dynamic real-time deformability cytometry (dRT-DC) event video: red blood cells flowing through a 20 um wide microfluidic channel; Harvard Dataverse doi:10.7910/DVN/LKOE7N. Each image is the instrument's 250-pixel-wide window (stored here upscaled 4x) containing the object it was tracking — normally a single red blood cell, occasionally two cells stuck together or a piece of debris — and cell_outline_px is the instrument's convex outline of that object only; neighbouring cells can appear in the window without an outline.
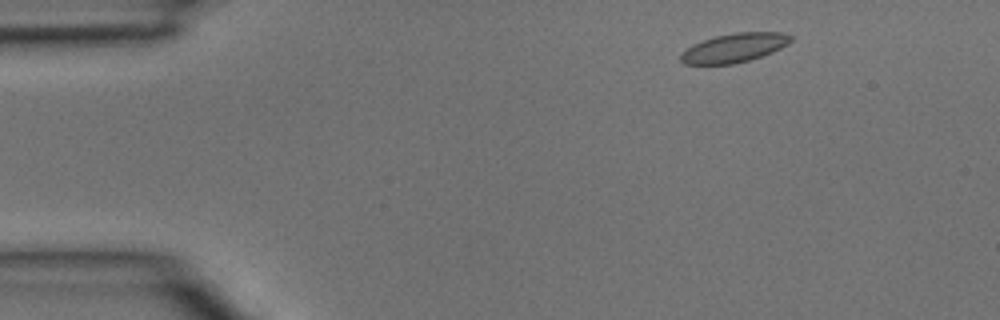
{"species": "common noctule bat (a hibernating species)", "species_latin": "Nyctalus noctula", "temperature_condition": "room temperature", "stored_images_in_passage": 3, "camera_frame_rate_fps": 3000, "um_per_image_px": 0.085, "animal": {"sex": "male", "body_mass_g": 15.6}, "frame": {"image": 1, "passage_image": 1, "time_ms": 0.0, "image_size_px": [1000, 320], "cell_outline_px": [[792, 40], [788, 44], [772, 52], [748, 60], [732, 64], [684, 64], [680, 60], [680, 52], [692, 44], [716, 36], [736, 32], [784, 32], [792, 36]], "centroid_in_image_um": [62.39, 4.06], "position_along_channel_um": 22.6, "area_um2": 18.55}}
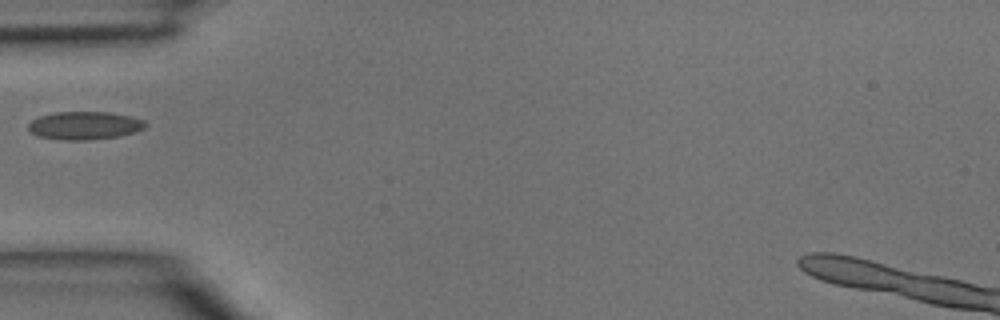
{"frame": {"image": 2, "passage_image": 3, "time_ms": 0.667, "image_size_px": [1000, 320], "cell_outline_px": [[148, 124], [144, 128], [136, 132], [120, 136], [88, 140], [60, 140], [36, 136], [28, 128], [28, 124], [32, 120], [40, 116], [56, 112], [108, 112], [128, 116], [144, 120]], "centroid_in_image_um": [7.19, 10.68], "position_along_channel_um": 77.8, "area_um2": 19.19}}